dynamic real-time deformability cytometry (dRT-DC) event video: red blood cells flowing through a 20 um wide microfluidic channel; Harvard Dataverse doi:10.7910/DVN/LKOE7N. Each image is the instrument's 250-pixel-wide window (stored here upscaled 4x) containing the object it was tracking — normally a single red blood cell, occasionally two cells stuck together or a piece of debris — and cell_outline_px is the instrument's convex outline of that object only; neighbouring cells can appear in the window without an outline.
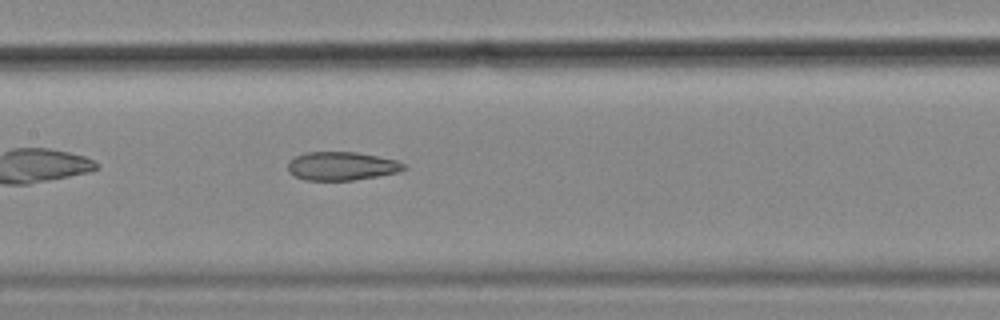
{"species": "common noctule bat (a hibernating species)", "species_latin": "Nyctalus noctula", "temperature_condition": "cold", "stored_images_in_passage": 41, "camera_frame_rate_fps": 3000, "um_per_image_px": 0.085, "animal": {"sex": "female", "body_mass_g": 18.4}, "frame": {"image": 1, "passage_image": 12, "time_ms": 3.667, "image_size_px": [1000, 320], "cell_outline_px": [[408, 168], [400, 172], [352, 180], [304, 180], [288, 172], [288, 160], [304, 152], [356, 152], [396, 160], [408, 164]], "centroid_in_image_um": [29.06, 14.11], "position_along_channel_um": 178.3, "area_um2": 19.36}, "authors_computed_cell_mechanics": {"area_um2": 20.9236, "velocity_mm_per_s": 3.5287, "shape_relaxation_time_tau1_ms": null, "shape_relaxation_time_tau2_ms": 3.3856, "deformation_change_tau1": null, "deformation_change_tau2": 0.1182}}